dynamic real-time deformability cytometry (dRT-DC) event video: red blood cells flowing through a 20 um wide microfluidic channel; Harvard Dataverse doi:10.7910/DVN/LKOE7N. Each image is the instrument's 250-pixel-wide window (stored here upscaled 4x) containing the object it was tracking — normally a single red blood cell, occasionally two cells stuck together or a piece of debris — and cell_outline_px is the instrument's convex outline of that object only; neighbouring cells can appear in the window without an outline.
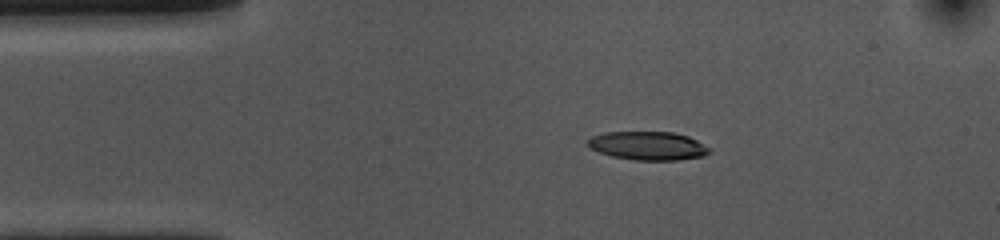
{"species": "common noctule bat (a hibernating species)", "species_latin": "Nyctalus noctula", "temperature_condition": "cold", "stored_images_in_passage": 46, "camera_frame_rate_fps": 3000, "um_per_image_px": 0.085, "animal": {"sex": "female", "body_mass_g": 10.0, "forearm_length_mm": 53.1}, "frame": {"image": 1, "passage_image": 1, "time_ms": 0.0, "image_size_px": [1000, 240], "cell_outline_px": [[712, 148], [704, 156], [676, 160], [636, 160], [612, 156], [600, 152], [592, 148], [588, 144], [588, 140], [592, 136], [604, 132], [672, 132], [688, 136]], "centroid_in_image_um": [55.1, 12.38], "position_along_channel_um": 29.9, "area_um2": 20.06}}
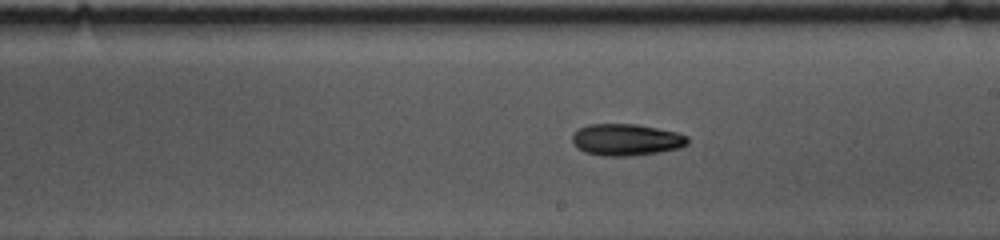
{"frame": {"image": 2, "passage_image": 21, "time_ms": 6.667, "image_size_px": [1000, 240], "cell_outline_px": [[688, 144], [680, 148], [660, 152], [632, 156], [604, 156], [584, 152], [576, 148], [572, 140], [572, 132], [588, 124], [636, 124], [676, 132], [688, 136]], "centroid_in_image_um": [53.21, 11.88], "position_along_channel_um": 235.8, "area_um2": 21.5}}
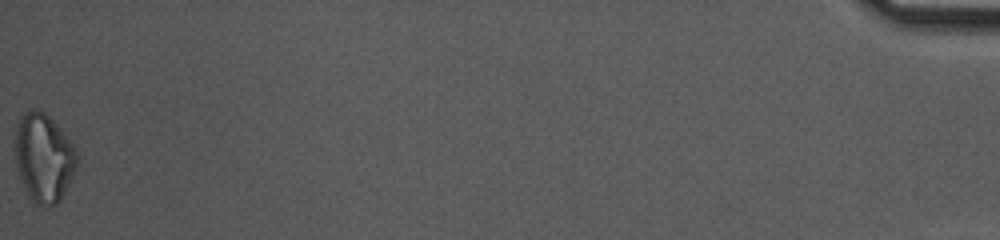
{"frame": {"image": 3, "passage_image": 46, "time_ms": 15.0, "image_size_px": [1000, 240], "cell_outline_px": [[76, 168], [60, 200], [56, 204], [44, 208], [36, 204], [28, 196], [20, 176], [16, 164], [16, 120], [20, 116], [32, 108], [44, 112], [60, 128], [72, 144], [76, 152]], "centroid_in_image_um": [3.7, 13.41], "position_along_channel_um": 431.5, "area_um2": 31.5}, "authors_computed_cell_mechanics": {"area_um2": 20.7791, "velocity_mm_per_s": 3.6297, "shape_relaxation_time_tau1_ms": 6.4034, "shape_relaxation_time_tau2_ms": null, "deformation_change_tau1": 0.1764, "deformation_change_tau2": null}}